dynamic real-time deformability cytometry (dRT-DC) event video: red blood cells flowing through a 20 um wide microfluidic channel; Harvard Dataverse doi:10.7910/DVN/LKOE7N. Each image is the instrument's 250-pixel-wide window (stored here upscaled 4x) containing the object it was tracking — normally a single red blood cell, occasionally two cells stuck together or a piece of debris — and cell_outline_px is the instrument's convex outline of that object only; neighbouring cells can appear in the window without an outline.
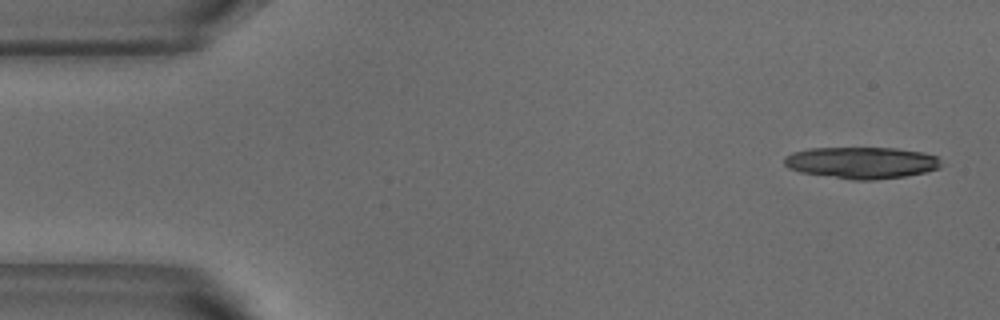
{"species": "common noctule bat (a hibernating species)", "species_latin": "Nyctalus noctula", "temperature_condition": "warm", "stored_images_in_passage": 14, "camera_frame_rate_fps": 3000, "um_per_image_px": 0.085, "animal": {"sex": "male", "body_mass_g": 18.8}, "frame": {"image": 1, "passage_image": 1, "time_ms": 0.0, "image_size_px": [1000, 320], "cell_outline_px": [[940, 168], [924, 172], [904, 176], [872, 180], [852, 180], [800, 172], [788, 168], [784, 164], [784, 156], [792, 152], [808, 148], [896, 148], [924, 152], [936, 156], [940, 160]], "centroid_in_image_um": [73.2, 13.82], "position_along_channel_um": 11.8, "area_um2": 29.02}}